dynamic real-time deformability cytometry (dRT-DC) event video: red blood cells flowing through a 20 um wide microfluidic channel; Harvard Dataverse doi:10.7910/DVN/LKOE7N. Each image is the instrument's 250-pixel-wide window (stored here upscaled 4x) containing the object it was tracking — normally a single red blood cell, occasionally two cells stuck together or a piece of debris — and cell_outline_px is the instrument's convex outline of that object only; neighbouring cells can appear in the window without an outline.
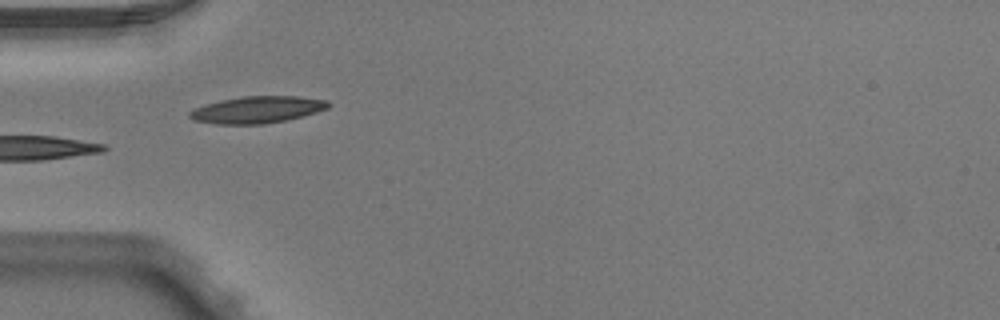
{"species": "Egyptian fruit bat (a non-hibernating species)", "species_latin": "Rousettus aegyptiacus", "temperature_condition": "warm", "stored_images_in_passage": 6, "camera_frame_rate_fps": 3000, "um_per_image_px": 0.085, "animal": {"sex": "male"}, "frame": {"image": 1, "passage_image": 3, "time_ms": 0.667, "image_size_px": [1000, 320], "cell_outline_px": [[332, 104], [328, 108], [316, 112], [284, 120], [264, 124], [216, 124], [192, 120], [188, 116], [188, 112], [196, 108], [220, 100], [244, 96], [296, 96], [328, 100]], "centroid_in_image_um": [21.86, 9.32], "position_along_channel_um": 63.1, "area_um2": 21.56}}
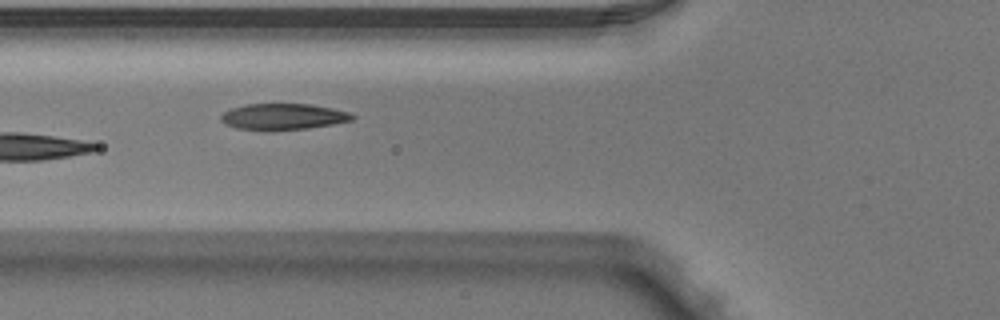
{"frame": {"image": 2, "passage_image": 4, "time_ms": 1.0, "image_size_px": [1000, 320], "cell_outline_px": [[356, 116], [352, 120], [332, 124], [308, 128], [272, 132], [268, 132], [236, 128], [224, 124], [220, 120], [220, 116], [224, 112], [232, 108], [244, 104], [312, 104], [352, 112]], "centroid_in_image_um": [24.05, 9.93], "position_along_channel_um": 101.8, "area_um2": 20.58}}
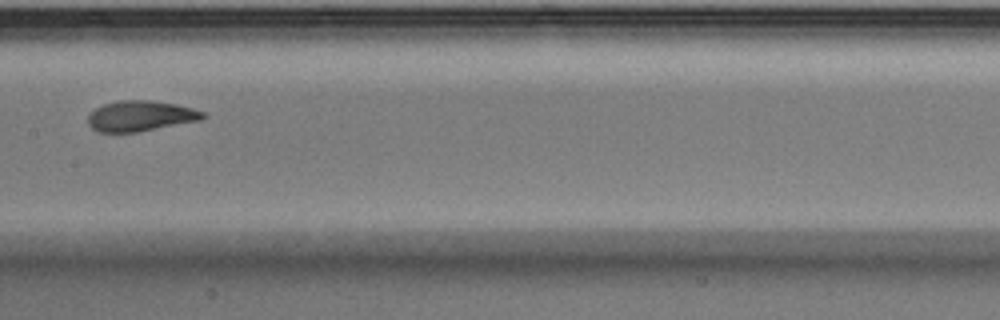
{"frame": {"image": 3, "passage_image": 6, "time_ms": 1.667, "image_size_px": [1000, 320], "cell_outline_px": [[208, 116], [200, 120], [136, 132], [100, 132], [92, 128], [88, 124], [88, 116], [96, 108], [104, 104], [120, 100], [152, 100], [176, 104], [192, 108], [204, 112]], "centroid_in_image_um": [11.96, 9.85], "position_along_channel_um": 195.4, "area_um2": 20.29}}